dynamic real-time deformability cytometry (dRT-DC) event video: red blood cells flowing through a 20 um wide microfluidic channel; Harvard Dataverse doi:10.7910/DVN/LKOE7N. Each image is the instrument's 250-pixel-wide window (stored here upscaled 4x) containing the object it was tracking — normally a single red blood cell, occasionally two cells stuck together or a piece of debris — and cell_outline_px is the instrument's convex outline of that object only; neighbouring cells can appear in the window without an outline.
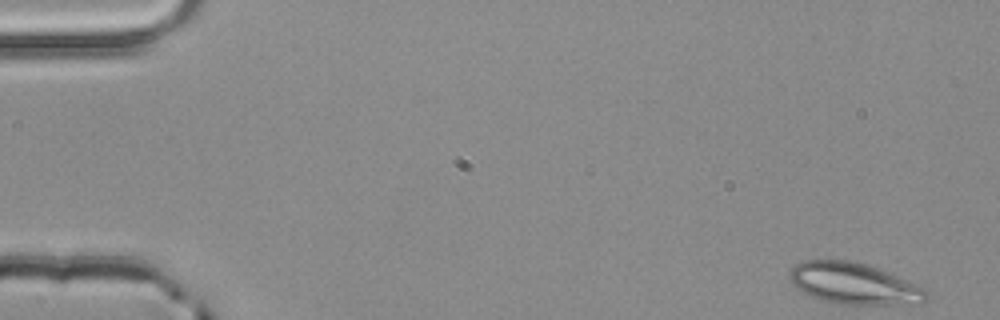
{"species": "common noctule bat (a hibernating species)", "species_latin": "Nyctalus noctula", "temperature_condition": "room temperature", "stored_images_in_passage": 52, "camera_frame_rate_fps": 3000, "um_per_image_px": 0.085, "animal": {"sex": "male", "body_mass_g": 20.4}, "frame": {"image": 1, "passage_image": 1, "time_ms": 0.0, "image_size_px": [1000, 320], "cell_outline_px": [[928, 300], [920, 304], [840, 304], [820, 300], [796, 288], [788, 280], [788, 272], [796, 264], [804, 260], [848, 260], [864, 264], [876, 268], [908, 280], [928, 288]], "centroid_in_image_um": [72.6, 24.11], "position_along_channel_um": 12.4, "area_um2": 33.18}}
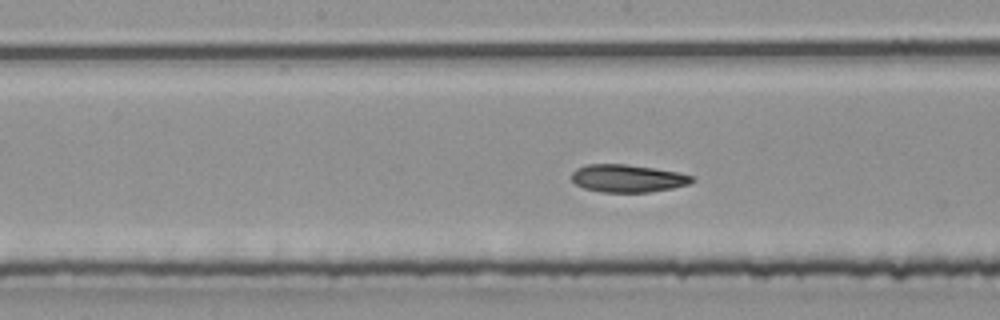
{"frame": {"image": 2, "passage_image": 26, "time_ms": 8.333, "image_size_px": [1000, 320], "cell_outline_px": [[696, 180], [688, 184], [672, 188], [652, 192], [600, 192], [584, 188], [576, 184], [572, 180], [572, 172], [576, 168], [584, 164], [624, 164], [680, 172], [696, 176]], "centroid_in_image_um": [53.37, 15.16], "position_along_channel_um": 194.8, "area_um2": 19.59}}
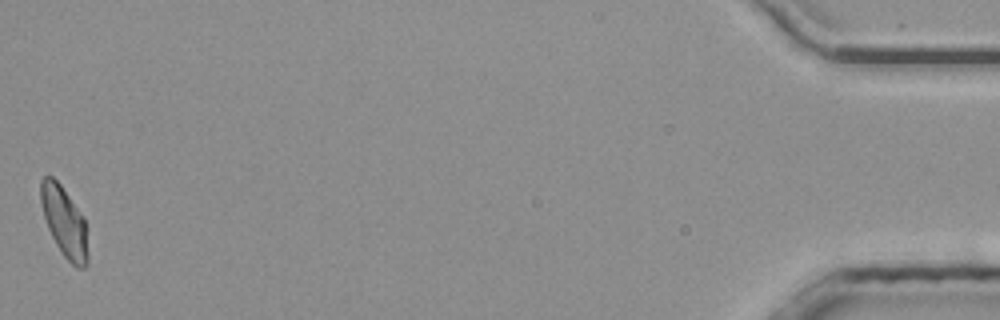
{"frame": {"image": 3, "passage_image": 52, "time_ms": 17.0, "image_size_px": [1000, 320], "cell_outline_px": [[88, 264], [84, 268], [76, 268], [64, 256], [56, 244], [48, 228], [44, 216], [40, 200], [40, 180], [44, 176], [52, 176], [60, 184], [84, 216], [88, 252]], "centroid_in_image_um": [5.47, 18.86], "position_along_channel_um": 429.7, "area_um2": 19.25}, "authors_computed_cell_mechanics": {"area_um2": 20.0566, "velocity_mm_per_s": 3.8838, "shape_relaxation_time_tau1_ms": 4.0673, "shape_relaxation_time_tau2_ms": 4.2391, "deformation_change_tau1": 0.1353, "deformation_change_tau2": 0.1204}}